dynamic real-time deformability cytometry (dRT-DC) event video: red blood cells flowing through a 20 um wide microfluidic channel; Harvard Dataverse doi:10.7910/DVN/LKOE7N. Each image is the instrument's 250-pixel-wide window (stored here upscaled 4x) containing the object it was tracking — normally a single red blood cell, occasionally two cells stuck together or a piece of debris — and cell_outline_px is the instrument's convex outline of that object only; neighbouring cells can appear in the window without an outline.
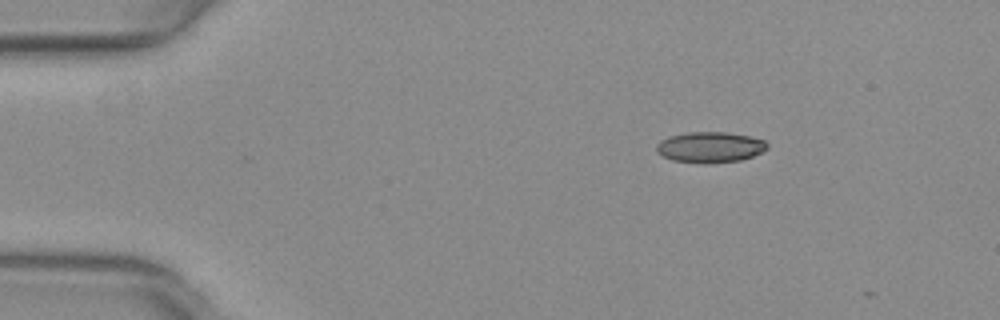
{"species": "common noctule bat (a hibernating species)", "species_latin": "Nyctalus noctula", "temperature_condition": "warm", "stored_images_in_passage": 2, "camera_frame_rate_fps": 3000, "um_per_image_px": 0.085, "animal": {"sex": "female", "body_mass_g": 29.2, "forearm_length_mm": 56.3}, "frame": {"image": 1, "passage_image": 1, "time_ms": 0.0, "image_size_px": [1000, 320], "cell_outline_px": [[768, 148], [764, 152], [740, 160], [704, 164], [672, 160], [656, 152], [656, 144], [660, 140], [668, 136], [688, 132], [724, 132], [748, 136], [764, 140], [768, 144]], "centroid_in_image_um": [60.34, 12.51], "position_along_channel_um": 24.7, "area_um2": 19.94}}